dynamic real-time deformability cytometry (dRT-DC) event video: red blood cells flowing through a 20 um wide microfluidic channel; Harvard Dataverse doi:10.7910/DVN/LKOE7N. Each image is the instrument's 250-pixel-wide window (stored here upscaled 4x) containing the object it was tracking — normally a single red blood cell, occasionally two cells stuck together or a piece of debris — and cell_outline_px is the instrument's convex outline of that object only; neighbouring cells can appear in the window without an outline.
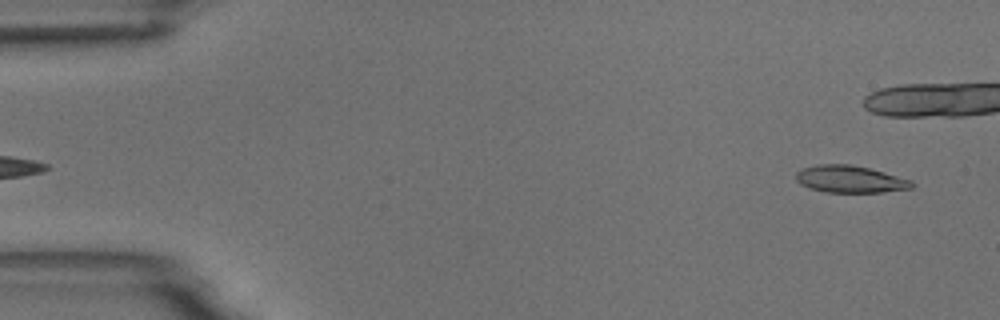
{"species": "common noctule bat (a hibernating species)", "species_latin": "Nyctalus noctula", "temperature_condition": "room temperature", "stored_images_in_passage": 4, "segment_of_instrument_passage": [2, 2], "camera_frame_rate_fps": 3000, "um_per_image_px": 0.085, "animal": {"sex": "male", "body_mass_g": 18.8}, "frame": {"image": 1, "passage_image": 4, "time_ms": 4.333, "image_size_px": [1000, 320], "cell_outline_px": [[916, 184], [912, 188], [880, 192], [824, 192], [800, 184], [796, 180], [796, 172], [804, 168], [816, 164], [852, 164], [884, 172], [912, 180]], "centroid_in_image_um": [72.27, 15.22], "position_along_channel_um": 12.7, "area_um2": 18.26}}